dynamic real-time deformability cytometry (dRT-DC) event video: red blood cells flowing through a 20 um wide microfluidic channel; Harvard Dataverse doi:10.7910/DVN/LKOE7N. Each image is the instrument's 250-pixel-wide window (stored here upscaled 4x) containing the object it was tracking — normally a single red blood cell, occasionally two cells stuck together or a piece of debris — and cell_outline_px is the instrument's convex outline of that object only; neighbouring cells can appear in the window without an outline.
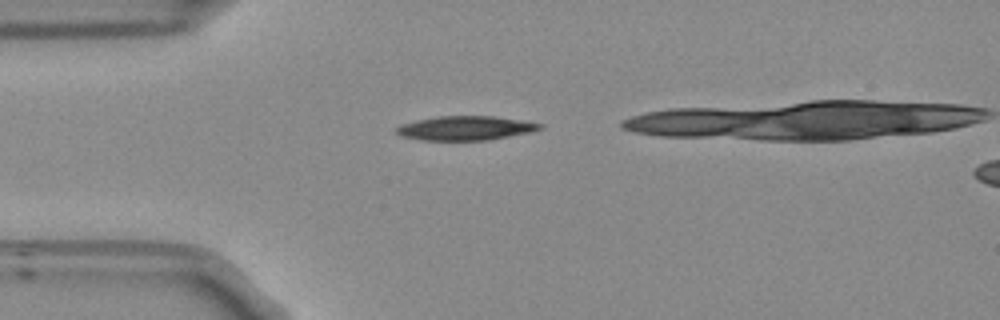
{"species": "Egyptian fruit bat (a non-hibernating species)", "species_latin": "Rousettus aegyptiacus", "temperature_condition": "room temperature", "stored_images_in_passage": 31, "camera_frame_rate_fps": 3000, "um_per_image_px": 0.085, "frame": {"image": 1, "passage_image": 1, "time_ms": 0.0, "image_size_px": [1000, 320], "cell_outline_px": [[544, 128], [532, 132], [488, 140], [420, 140], [400, 136], [396, 132], [396, 128], [400, 124], [440, 116], [492, 116], [544, 124]], "centroid_in_image_um": [39.58, 10.9], "position_along_channel_um": 45.4, "area_um2": 20.11}}
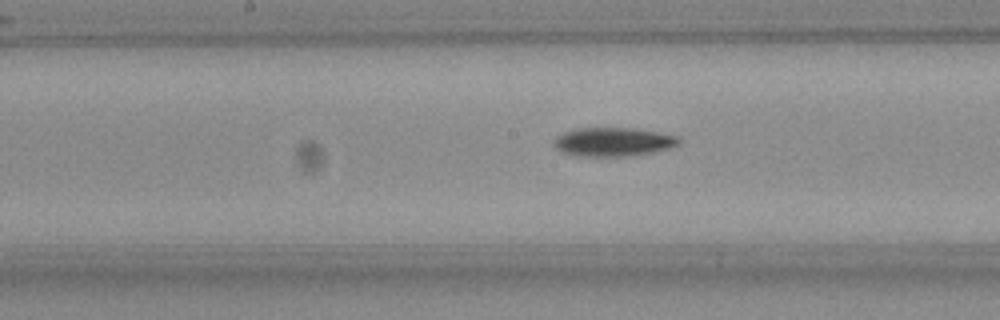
{"frame": {"image": 2, "passage_image": 14, "time_ms": 4.333, "image_size_px": [1000, 320], "cell_outline_px": [[680, 144], [668, 148], [652, 152], [628, 156], [580, 156], [564, 152], [556, 148], [552, 144], [552, 140], [556, 136], [564, 132], [576, 128], [632, 128], [680, 136]], "centroid_in_image_um": [52.1, 12.05], "position_along_channel_um": 196.1, "area_um2": 20.92}}
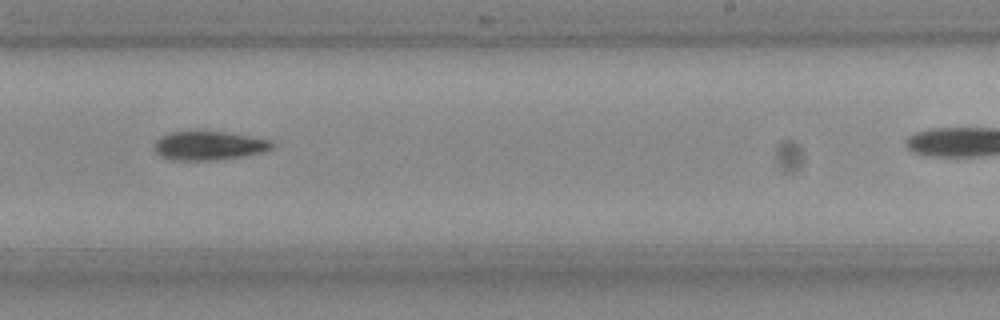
{"frame": {"image": 3, "passage_image": 20, "time_ms": 6.333, "image_size_px": [1000, 320], "cell_outline_px": [[276, 144], [272, 148], [260, 152], [244, 156], [216, 160], [172, 160], [160, 156], [152, 148], [152, 144], [160, 136], [168, 132], [224, 132], [272, 140]], "centroid_in_image_um": [17.71, 12.39], "position_along_channel_um": 271.3, "area_um2": 19.83}}